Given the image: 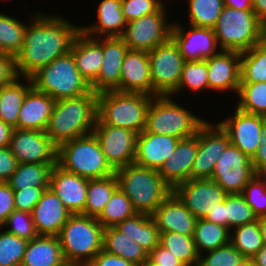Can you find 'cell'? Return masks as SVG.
Here are the masks:
<instances>
[{
  "label": "cell",
  "instance_id": "6f0895ef",
  "mask_svg": "<svg viewBox=\"0 0 266 266\" xmlns=\"http://www.w3.org/2000/svg\"><path fill=\"white\" fill-rule=\"evenodd\" d=\"M251 163L257 174H266V121L261 130L260 146L251 158Z\"/></svg>",
  "mask_w": 266,
  "mask_h": 266
},
{
  "label": "cell",
  "instance_id": "cb8c5ba5",
  "mask_svg": "<svg viewBox=\"0 0 266 266\" xmlns=\"http://www.w3.org/2000/svg\"><path fill=\"white\" fill-rule=\"evenodd\" d=\"M120 91L158 96L152 89L146 51L128 50L121 67Z\"/></svg>",
  "mask_w": 266,
  "mask_h": 266
},
{
  "label": "cell",
  "instance_id": "8c879c8a",
  "mask_svg": "<svg viewBox=\"0 0 266 266\" xmlns=\"http://www.w3.org/2000/svg\"><path fill=\"white\" fill-rule=\"evenodd\" d=\"M77 266H93L91 263H79Z\"/></svg>",
  "mask_w": 266,
  "mask_h": 266
},
{
  "label": "cell",
  "instance_id": "be15d7a7",
  "mask_svg": "<svg viewBox=\"0 0 266 266\" xmlns=\"http://www.w3.org/2000/svg\"><path fill=\"white\" fill-rule=\"evenodd\" d=\"M225 6L239 10H253L252 0H223Z\"/></svg>",
  "mask_w": 266,
  "mask_h": 266
},
{
  "label": "cell",
  "instance_id": "60d3db41",
  "mask_svg": "<svg viewBox=\"0 0 266 266\" xmlns=\"http://www.w3.org/2000/svg\"><path fill=\"white\" fill-rule=\"evenodd\" d=\"M159 244L168 249L185 266H198L199 254L196 250L193 236L174 232L160 233Z\"/></svg>",
  "mask_w": 266,
  "mask_h": 266
},
{
  "label": "cell",
  "instance_id": "52a82bcc",
  "mask_svg": "<svg viewBox=\"0 0 266 266\" xmlns=\"http://www.w3.org/2000/svg\"><path fill=\"white\" fill-rule=\"evenodd\" d=\"M173 99L171 95L152 99L147 111L146 132L184 139L194 136L207 121Z\"/></svg>",
  "mask_w": 266,
  "mask_h": 266
},
{
  "label": "cell",
  "instance_id": "d6a6232c",
  "mask_svg": "<svg viewBox=\"0 0 266 266\" xmlns=\"http://www.w3.org/2000/svg\"><path fill=\"white\" fill-rule=\"evenodd\" d=\"M103 250L112 255L120 256L136 266L141 265L148 259V253L141 246L115 227L104 228Z\"/></svg>",
  "mask_w": 266,
  "mask_h": 266
},
{
  "label": "cell",
  "instance_id": "5bb4252c",
  "mask_svg": "<svg viewBox=\"0 0 266 266\" xmlns=\"http://www.w3.org/2000/svg\"><path fill=\"white\" fill-rule=\"evenodd\" d=\"M229 144V136L221 126L206 121L198 130V152L191 179H210L217 160Z\"/></svg>",
  "mask_w": 266,
  "mask_h": 266
},
{
  "label": "cell",
  "instance_id": "7c38bea8",
  "mask_svg": "<svg viewBox=\"0 0 266 266\" xmlns=\"http://www.w3.org/2000/svg\"><path fill=\"white\" fill-rule=\"evenodd\" d=\"M256 174L251 158L230 143L217 160L210 179L227 194H242Z\"/></svg>",
  "mask_w": 266,
  "mask_h": 266
},
{
  "label": "cell",
  "instance_id": "6da1fadb",
  "mask_svg": "<svg viewBox=\"0 0 266 266\" xmlns=\"http://www.w3.org/2000/svg\"><path fill=\"white\" fill-rule=\"evenodd\" d=\"M24 35V43L15 56L18 76L30 77L38 69L54 59L70 52L81 27L57 13L36 12L30 15Z\"/></svg>",
  "mask_w": 266,
  "mask_h": 266
},
{
  "label": "cell",
  "instance_id": "7a4b0ae2",
  "mask_svg": "<svg viewBox=\"0 0 266 266\" xmlns=\"http://www.w3.org/2000/svg\"><path fill=\"white\" fill-rule=\"evenodd\" d=\"M98 112V93L92 89L84 95L57 100L49 117L45 134L58 147L74 138L91 134Z\"/></svg>",
  "mask_w": 266,
  "mask_h": 266
},
{
  "label": "cell",
  "instance_id": "7bdbcfd3",
  "mask_svg": "<svg viewBox=\"0 0 266 266\" xmlns=\"http://www.w3.org/2000/svg\"><path fill=\"white\" fill-rule=\"evenodd\" d=\"M188 5V25L213 28L223 8V0H186Z\"/></svg>",
  "mask_w": 266,
  "mask_h": 266
},
{
  "label": "cell",
  "instance_id": "816d5d0a",
  "mask_svg": "<svg viewBox=\"0 0 266 266\" xmlns=\"http://www.w3.org/2000/svg\"><path fill=\"white\" fill-rule=\"evenodd\" d=\"M48 187H26L14 190L15 210L32 214L34 206L40 200L43 192Z\"/></svg>",
  "mask_w": 266,
  "mask_h": 266
},
{
  "label": "cell",
  "instance_id": "9a60e30c",
  "mask_svg": "<svg viewBox=\"0 0 266 266\" xmlns=\"http://www.w3.org/2000/svg\"><path fill=\"white\" fill-rule=\"evenodd\" d=\"M173 192L197 219H204L227 195L213 179H189L177 185Z\"/></svg>",
  "mask_w": 266,
  "mask_h": 266
},
{
  "label": "cell",
  "instance_id": "9c48e42d",
  "mask_svg": "<svg viewBox=\"0 0 266 266\" xmlns=\"http://www.w3.org/2000/svg\"><path fill=\"white\" fill-rule=\"evenodd\" d=\"M32 86L53 99L78 97L87 94L91 87L76 68L69 52L54 59L30 76Z\"/></svg>",
  "mask_w": 266,
  "mask_h": 266
},
{
  "label": "cell",
  "instance_id": "03108f58",
  "mask_svg": "<svg viewBox=\"0 0 266 266\" xmlns=\"http://www.w3.org/2000/svg\"><path fill=\"white\" fill-rule=\"evenodd\" d=\"M258 223L260 226L263 242L266 244V216L259 217Z\"/></svg>",
  "mask_w": 266,
  "mask_h": 266
},
{
  "label": "cell",
  "instance_id": "003e7915",
  "mask_svg": "<svg viewBox=\"0 0 266 266\" xmlns=\"http://www.w3.org/2000/svg\"><path fill=\"white\" fill-rule=\"evenodd\" d=\"M234 266H254L251 258H242L237 264Z\"/></svg>",
  "mask_w": 266,
  "mask_h": 266
},
{
  "label": "cell",
  "instance_id": "f5cc1de1",
  "mask_svg": "<svg viewBox=\"0 0 266 266\" xmlns=\"http://www.w3.org/2000/svg\"><path fill=\"white\" fill-rule=\"evenodd\" d=\"M14 210V190L7 182H0V227Z\"/></svg>",
  "mask_w": 266,
  "mask_h": 266
},
{
  "label": "cell",
  "instance_id": "e575fe53",
  "mask_svg": "<svg viewBox=\"0 0 266 266\" xmlns=\"http://www.w3.org/2000/svg\"><path fill=\"white\" fill-rule=\"evenodd\" d=\"M231 230L227 227L197 219L193 240L198 254L214 250L230 242Z\"/></svg>",
  "mask_w": 266,
  "mask_h": 266
},
{
  "label": "cell",
  "instance_id": "f6af8a7d",
  "mask_svg": "<svg viewBox=\"0 0 266 266\" xmlns=\"http://www.w3.org/2000/svg\"><path fill=\"white\" fill-rule=\"evenodd\" d=\"M28 241L0 227V266H20Z\"/></svg>",
  "mask_w": 266,
  "mask_h": 266
},
{
  "label": "cell",
  "instance_id": "ba28073f",
  "mask_svg": "<svg viewBox=\"0 0 266 266\" xmlns=\"http://www.w3.org/2000/svg\"><path fill=\"white\" fill-rule=\"evenodd\" d=\"M265 27L253 10L225 6L213 31L220 50L241 53L259 44Z\"/></svg>",
  "mask_w": 266,
  "mask_h": 266
},
{
  "label": "cell",
  "instance_id": "b9f144b4",
  "mask_svg": "<svg viewBox=\"0 0 266 266\" xmlns=\"http://www.w3.org/2000/svg\"><path fill=\"white\" fill-rule=\"evenodd\" d=\"M183 89H189L193 95L209 89L206 60L184 62L177 90L171 96H179Z\"/></svg>",
  "mask_w": 266,
  "mask_h": 266
},
{
  "label": "cell",
  "instance_id": "7402d4cb",
  "mask_svg": "<svg viewBox=\"0 0 266 266\" xmlns=\"http://www.w3.org/2000/svg\"><path fill=\"white\" fill-rule=\"evenodd\" d=\"M160 233L174 232L193 236L197 218L172 191L151 215Z\"/></svg>",
  "mask_w": 266,
  "mask_h": 266
},
{
  "label": "cell",
  "instance_id": "2644e50d",
  "mask_svg": "<svg viewBox=\"0 0 266 266\" xmlns=\"http://www.w3.org/2000/svg\"><path fill=\"white\" fill-rule=\"evenodd\" d=\"M59 266H77V263H73L70 261H64L63 263H61Z\"/></svg>",
  "mask_w": 266,
  "mask_h": 266
},
{
  "label": "cell",
  "instance_id": "8d00e7d4",
  "mask_svg": "<svg viewBox=\"0 0 266 266\" xmlns=\"http://www.w3.org/2000/svg\"><path fill=\"white\" fill-rule=\"evenodd\" d=\"M15 17L0 12V53L15 56L24 43L26 24Z\"/></svg>",
  "mask_w": 266,
  "mask_h": 266
},
{
  "label": "cell",
  "instance_id": "2e32d148",
  "mask_svg": "<svg viewBox=\"0 0 266 266\" xmlns=\"http://www.w3.org/2000/svg\"><path fill=\"white\" fill-rule=\"evenodd\" d=\"M232 116L218 124L228 134L230 143L250 158L260 146L261 130L266 117L244 112L234 107Z\"/></svg>",
  "mask_w": 266,
  "mask_h": 266
},
{
  "label": "cell",
  "instance_id": "ffe728a7",
  "mask_svg": "<svg viewBox=\"0 0 266 266\" xmlns=\"http://www.w3.org/2000/svg\"><path fill=\"white\" fill-rule=\"evenodd\" d=\"M88 182V178L67 172L56 164L50 174L49 188L71 214L85 215Z\"/></svg>",
  "mask_w": 266,
  "mask_h": 266
},
{
  "label": "cell",
  "instance_id": "3957f363",
  "mask_svg": "<svg viewBox=\"0 0 266 266\" xmlns=\"http://www.w3.org/2000/svg\"><path fill=\"white\" fill-rule=\"evenodd\" d=\"M118 187L130 199L137 213L152 215L173 189L158 170L135 163L115 170Z\"/></svg>",
  "mask_w": 266,
  "mask_h": 266
},
{
  "label": "cell",
  "instance_id": "94428289",
  "mask_svg": "<svg viewBox=\"0 0 266 266\" xmlns=\"http://www.w3.org/2000/svg\"><path fill=\"white\" fill-rule=\"evenodd\" d=\"M14 128L0 119V148L9 147Z\"/></svg>",
  "mask_w": 266,
  "mask_h": 266
},
{
  "label": "cell",
  "instance_id": "bcb514c9",
  "mask_svg": "<svg viewBox=\"0 0 266 266\" xmlns=\"http://www.w3.org/2000/svg\"><path fill=\"white\" fill-rule=\"evenodd\" d=\"M253 209L246 203L242 194L226 195V227L233 228L257 221Z\"/></svg>",
  "mask_w": 266,
  "mask_h": 266
},
{
  "label": "cell",
  "instance_id": "30bf717a",
  "mask_svg": "<svg viewBox=\"0 0 266 266\" xmlns=\"http://www.w3.org/2000/svg\"><path fill=\"white\" fill-rule=\"evenodd\" d=\"M147 53L153 91L158 96L172 95L177 90L185 62L178 45L170 38Z\"/></svg>",
  "mask_w": 266,
  "mask_h": 266
},
{
  "label": "cell",
  "instance_id": "e0dca14e",
  "mask_svg": "<svg viewBox=\"0 0 266 266\" xmlns=\"http://www.w3.org/2000/svg\"><path fill=\"white\" fill-rule=\"evenodd\" d=\"M9 147L18 163H57V146L45 131L14 128Z\"/></svg>",
  "mask_w": 266,
  "mask_h": 266
},
{
  "label": "cell",
  "instance_id": "ab89813d",
  "mask_svg": "<svg viewBox=\"0 0 266 266\" xmlns=\"http://www.w3.org/2000/svg\"><path fill=\"white\" fill-rule=\"evenodd\" d=\"M136 213L130 199L118 187L96 219L103 228L115 227L117 224L134 216Z\"/></svg>",
  "mask_w": 266,
  "mask_h": 266
},
{
  "label": "cell",
  "instance_id": "6125c7cd",
  "mask_svg": "<svg viewBox=\"0 0 266 266\" xmlns=\"http://www.w3.org/2000/svg\"><path fill=\"white\" fill-rule=\"evenodd\" d=\"M252 8L256 16L266 25V0H252Z\"/></svg>",
  "mask_w": 266,
  "mask_h": 266
},
{
  "label": "cell",
  "instance_id": "f35d334b",
  "mask_svg": "<svg viewBox=\"0 0 266 266\" xmlns=\"http://www.w3.org/2000/svg\"><path fill=\"white\" fill-rule=\"evenodd\" d=\"M230 242L243 258H252L264 245L258 220L233 228Z\"/></svg>",
  "mask_w": 266,
  "mask_h": 266
},
{
  "label": "cell",
  "instance_id": "8992f818",
  "mask_svg": "<svg viewBox=\"0 0 266 266\" xmlns=\"http://www.w3.org/2000/svg\"><path fill=\"white\" fill-rule=\"evenodd\" d=\"M57 165L88 179L103 178L115 173L93 133L60 144L57 147Z\"/></svg>",
  "mask_w": 266,
  "mask_h": 266
},
{
  "label": "cell",
  "instance_id": "9f6ffc18",
  "mask_svg": "<svg viewBox=\"0 0 266 266\" xmlns=\"http://www.w3.org/2000/svg\"><path fill=\"white\" fill-rule=\"evenodd\" d=\"M18 76L13 56L0 53V87L12 83Z\"/></svg>",
  "mask_w": 266,
  "mask_h": 266
},
{
  "label": "cell",
  "instance_id": "db71d44e",
  "mask_svg": "<svg viewBox=\"0 0 266 266\" xmlns=\"http://www.w3.org/2000/svg\"><path fill=\"white\" fill-rule=\"evenodd\" d=\"M148 259L159 266H185L181 260L160 244L148 253Z\"/></svg>",
  "mask_w": 266,
  "mask_h": 266
},
{
  "label": "cell",
  "instance_id": "a7ac6f4b",
  "mask_svg": "<svg viewBox=\"0 0 266 266\" xmlns=\"http://www.w3.org/2000/svg\"><path fill=\"white\" fill-rule=\"evenodd\" d=\"M266 49V27L264 28L259 42Z\"/></svg>",
  "mask_w": 266,
  "mask_h": 266
},
{
  "label": "cell",
  "instance_id": "603a6c76",
  "mask_svg": "<svg viewBox=\"0 0 266 266\" xmlns=\"http://www.w3.org/2000/svg\"><path fill=\"white\" fill-rule=\"evenodd\" d=\"M198 152V131L194 136L180 139L174 153L158 170L163 180L174 189L191 179V169Z\"/></svg>",
  "mask_w": 266,
  "mask_h": 266
},
{
  "label": "cell",
  "instance_id": "8fae6325",
  "mask_svg": "<svg viewBox=\"0 0 266 266\" xmlns=\"http://www.w3.org/2000/svg\"><path fill=\"white\" fill-rule=\"evenodd\" d=\"M165 5L155 13L129 21L121 36L129 50L149 52L171 38L173 22L168 23Z\"/></svg>",
  "mask_w": 266,
  "mask_h": 266
},
{
  "label": "cell",
  "instance_id": "f546056e",
  "mask_svg": "<svg viewBox=\"0 0 266 266\" xmlns=\"http://www.w3.org/2000/svg\"><path fill=\"white\" fill-rule=\"evenodd\" d=\"M64 261L58 237L38 235L28 241L20 266H59Z\"/></svg>",
  "mask_w": 266,
  "mask_h": 266
},
{
  "label": "cell",
  "instance_id": "c3c4849f",
  "mask_svg": "<svg viewBox=\"0 0 266 266\" xmlns=\"http://www.w3.org/2000/svg\"><path fill=\"white\" fill-rule=\"evenodd\" d=\"M204 253L199 255L198 266H234L243 258L231 242Z\"/></svg>",
  "mask_w": 266,
  "mask_h": 266
},
{
  "label": "cell",
  "instance_id": "d4e9b609",
  "mask_svg": "<svg viewBox=\"0 0 266 266\" xmlns=\"http://www.w3.org/2000/svg\"><path fill=\"white\" fill-rule=\"evenodd\" d=\"M71 213L49 187L34 206L32 217L38 235L57 236Z\"/></svg>",
  "mask_w": 266,
  "mask_h": 266
},
{
  "label": "cell",
  "instance_id": "ac0fdd59",
  "mask_svg": "<svg viewBox=\"0 0 266 266\" xmlns=\"http://www.w3.org/2000/svg\"><path fill=\"white\" fill-rule=\"evenodd\" d=\"M184 26L182 22H173L171 38L178 45L185 61L206 60L221 51L213 28Z\"/></svg>",
  "mask_w": 266,
  "mask_h": 266
},
{
  "label": "cell",
  "instance_id": "e7e4bbea",
  "mask_svg": "<svg viewBox=\"0 0 266 266\" xmlns=\"http://www.w3.org/2000/svg\"><path fill=\"white\" fill-rule=\"evenodd\" d=\"M254 266H266V244L251 258Z\"/></svg>",
  "mask_w": 266,
  "mask_h": 266
},
{
  "label": "cell",
  "instance_id": "89a4df30",
  "mask_svg": "<svg viewBox=\"0 0 266 266\" xmlns=\"http://www.w3.org/2000/svg\"><path fill=\"white\" fill-rule=\"evenodd\" d=\"M139 266H159V265H156L155 263H153L152 261H150L149 259H147L145 262H143Z\"/></svg>",
  "mask_w": 266,
  "mask_h": 266
},
{
  "label": "cell",
  "instance_id": "91938a15",
  "mask_svg": "<svg viewBox=\"0 0 266 266\" xmlns=\"http://www.w3.org/2000/svg\"><path fill=\"white\" fill-rule=\"evenodd\" d=\"M204 219L206 221L226 227V197L222 204L208 212Z\"/></svg>",
  "mask_w": 266,
  "mask_h": 266
},
{
  "label": "cell",
  "instance_id": "1f68e13d",
  "mask_svg": "<svg viewBox=\"0 0 266 266\" xmlns=\"http://www.w3.org/2000/svg\"><path fill=\"white\" fill-rule=\"evenodd\" d=\"M21 78L19 76L12 83L0 87V119L13 128H17L20 107L32 87L30 77H23L24 83Z\"/></svg>",
  "mask_w": 266,
  "mask_h": 266
},
{
  "label": "cell",
  "instance_id": "4fadbf2b",
  "mask_svg": "<svg viewBox=\"0 0 266 266\" xmlns=\"http://www.w3.org/2000/svg\"><path fill=\"white\" fill-rule=\"evenodd\" d=\"M92 133L97 138L106 161L114 170L134 163L137 133L126 128L105 125L98 118Z\"/></svg>",
  "mask_w": 266,
  "mask_h": 266
},
{
  "label": "cell",
  "instance_id": "680465c9",
  "mask_svg": "<svg viewBox=\"0 0 266 266\" xmlns=\"http://www.w3.org/2000/svg\"><path fill=\"white\" fill-rule=\"evenodd\" d=\"M93 266H136L124 258L101 250L90 262Z\"/></svg>",
  "mask_w": 266,
  "mask_h": 266
},
{
  "label": "cell",
  "instance_id": "681fc988",
  "mask_svg": "<svg viewBox=\"0 0 266 266\" xmlns=\"http://www.w3.org/2000/svg\"><path fill=\"white\" fill-rule=\"evenodd\" d=\"M2 228L27 241L38 236L32 214L27 212L14 210Z\"/></svg>",
  "mask_w": 266,
  "mask_h": 266
},
{
  "label": "cell",
  "instance_id": "277c9868",
  "mask_svg": "<svg viewBox=\"0 0 266 266\" xmlns=\"http://www.w3.org/2000/svg\"><path fill=\"white\" fill-rule=\"evenodd\" d=\"M154 97L117 90L98 93L97 118L105 125L126 128L140 134L145 130L147 111Z\"/></svg>",
  "mask_w": 266,
  "mask_h": 266
},
{
  "label": "cell",
  "instance_id": "d590c367",
  "mask_svg": "<svg viewBox=\"0 0 266 266\" xmlns=\"http://www.w3.org/2000/svg\"><path fill=\"white\" fill-rule=\"evenodd\" d=\"M118 188L116 175L89 179L85 215L97 217Z\"/></svg>",
  "mask_w": 266,
  "mask_h": 266
},
{
  "label": "cell",
  "instance_id": "83f0119b",
  "mask_svg": "<svg viewBox=\"0 0 266 266\" xmlns=\"http://www.w3.org/2000/svg\"><path fill=\"white\" fill-rule=\"evenodd\" d=\"M55 102L56 100L48 94L32 86L20 107L17 129L45 131Z\"/></svg>",
  "mask_w": 266,
  "mask_h": 266
},
{
  "label": "cell",
  "instance_id": "11a10c76",
  "mask_svg": "<svg viewBox=\"0 0 266 266\" xmlns=\"http://www.w3.org/2000/svg\"><path fill=\"white\" fill-rule=\"evenodd\" d=\"M17 166L18 161L12 154L10 147L0 148V182H7Z\"/></svg>",
  "mask_w": 266,
  "mask_h": 266
},
{
  "label": "cell",
  "instance_id": "74e56055",
  "mask_svg": "<svg viewBox=\"0 0 266 266\" xmlns=\"http://www.w3.org/2000/svg\"><path fill=\"white\" fill-rule=\"evenodd\" d=\"M266 82V49L259 43L241 52L240 83Z\"/></svg>",
  "mask_w": 266,
  "mask_h": 266
},
{
  "label": "cell",
  "instance_id": "44dd1931",
  "mask_svg": "<svg viewBox=\"0 0 266 266\" xmlns=\"http://www.w3.org/2000/svg\"><path fill=\"white\" fill-rule=\"evenodd\" d=\"M241 53L221 50L207 58L209 90L220 92L232 91L238 94L240 86Z\"/></svg>",
  "mask_w": 266,
  "mask_h": 266
},
{
  "label": "cell",
  "instance_id": "836d02e7",
  "mask_svg": "<svg viewBox=\"0 0 266 266\" xmlns=\"http://www.w3.org/2000/svg\"><path fill=\"white\" fill-rule=\"evenodd\" d=\"M57 163H18L15 172L7 180L13 190L26 187H49L52 168Z\"/></svg>",
  "mask_w": 266,
  "mask_h": 266
},
{
  "label": "cell",
  "instance_id": "f907efd6",
  "mask_svg": "<svg viewBox=\"0 0 266 266\" xmlns=\"http://www.w3.org/2000/svg\"><path fill=\"white\" fill-rule=\"evenodd\" d=\"M167 2L164 0H121V11L126 22L158 12Z\"/></svg>",
  "mask_w": 266,
  "mask_h": 266
},
{
  "label": "cell",
  "instance_id": "d6986e66",
  "mask_svg": "<svg viewBox=\"0 0 266 266\" xmlns=\"http://www.w3.org/2000/svg\"><path fill=\"white\" fill-rule=\"evenodd\" d=\"M128 50L121 37H102L101 69L96 80L90 85L94 92L120 91L121 67Z\"/></svg>",
  "mask_w": 266,
  "mask_h": 266
},
{
  "label": "cell",
  "instance_id": "f1b7e54d",
  "mask_svg": "<svg viewBox=\"0 0 266 266\" xmlns=\"http://www.w3.org/2000/svg\"><path fill=\"white\" fill-rule=\"evenodd\" d=\"M98 4L97 21L80 26L81 31L94 38L121 37L127 24L121 11V0H100Z\"/></svg>",
  "mask_w": 266,
  "mask_h": 266
},
{
  "label": "cell",
  "instance_id": "4316f807",
  "mask_svg": "<svg viewBox=\"0 0 266 266\" xmlns=\"http://www.w3.org/2000/svg\"><path fill=\"white\" fill-rule=\"evenodd\" d=\"M70 53L77 70L91 85L99 75L103 61L102 37H90L80 31L72 43Z\"/></svg>",
  "mask_w": 266,
  "mask_h": 266
},
{
  "label": "cell",
  "instance_id": "5b68a950",
  "mask_svg": "<svg viewBox=\"0 0 266 266\" xmlns=\"http://www.w3.org/2000/svg\"><path fill=\"white\" fill-rule=\"evenodd\" d=\"M103 232L96 217L71 214L57 235L64 260L90 263L103 250Z\"/></svg>",
  "mask_w": 266,
  "mask_h": 266
},
{
  "label": "cell",
  "instance_id": "ee69618b",
  "mask_svg": "<svg viewBox=\"0 0 266 266\" xmlns=\"http://www.w3.org/2000/svg\"><path fill=\"white\" fill-rule=\"evenodd\" d=\"M236 107L266 117V82L240 83Z\"/></svg>",
  "mask_w": 266,
  "mask_h": 266
},
{
  "label": "cell",
  "instance_id": "4dcf8cb0",
  "mask_svg": "<svg viewBox=\"0 0 266 266\" xmlns=\"http://www.w3.org/2000/svg\"><path fill=\"white\" fill-rule=\"evenodd\" d=\"M115 228L136 242L147 253L153 250L160 241V232L156 222L148 214L136 213L117 224Z\"/></svg>",
  "mask_w": 266,
  "mask_h": 266
},
{
  "label": "cell",
  "instance_id": "7dc6e473",
  "mask_svg": "<svg viewBox=\"0 0 266 266\" xmlns=\"http://www.w3.org/2000/svg\"><path fill=\"white\" fill-rule=\"evenodd\" d=\"M242 195L257 218L266 216V174H256L245 186Z\"/></svg>",
  "mask_w": 266,
  "mask_h": 266
},
{
  "label": "cell",
  "instance_id": "484cf974",
  "mask_svg": "<svg viewBox=\"0 0 266 266\" xmlns=\"http://www.w3.org/2000/svg\"><path fill=\"white\" fill-rule=\"evenodd\" d=\"M179 138L160 135L143 130L137 136L134 163L143 167L159 170L174 153Z\"/></svg>",
  "mask_w": 266,
  "mask_h": 266
}]
</instances>
